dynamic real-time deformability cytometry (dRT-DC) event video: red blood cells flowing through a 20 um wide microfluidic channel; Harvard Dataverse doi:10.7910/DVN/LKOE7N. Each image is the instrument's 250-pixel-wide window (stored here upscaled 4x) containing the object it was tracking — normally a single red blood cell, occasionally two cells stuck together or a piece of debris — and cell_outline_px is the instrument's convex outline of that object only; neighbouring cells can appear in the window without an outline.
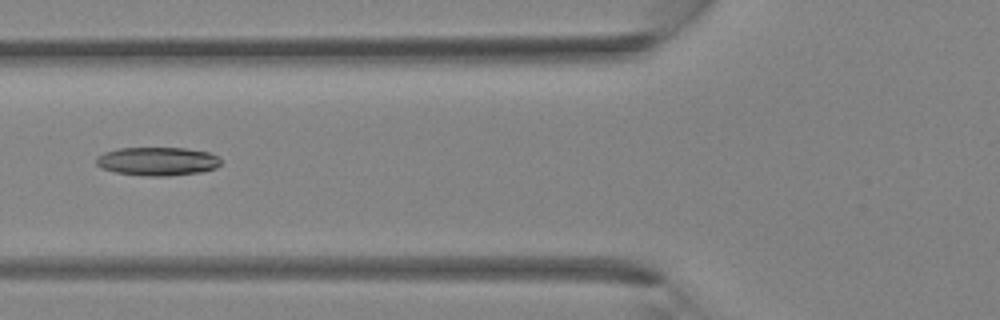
{"species": "Egyptian fruit bat (a non-hibernating species)", "species_latin": "Rousettus aegyptiacus", "temperature_condition": "room temperature", "stored_images_in_passage": 16, "camera_frame_rate_fps": 3000, "um_per_image_px": 0.085, "animal": {"sex": "female"}, "frame": {"image": 1, "passage_image": 5, "time_ms": 1.333, "image_size_px": [1000, 320], "cell_outline_px": [[220, 164], [216, 168], [200, 172], [168, 176], [148, 176], [116, 172], [100, 168], [96, 164], [96, 156], [104, 152], [116, 148], [184, 148], [208, 152], [216, 156], [220, 160]], "centroid_in_image_um": [13.34, 13.71], "position_along_channel_um": 112.5, "area_um2": 20.69}}
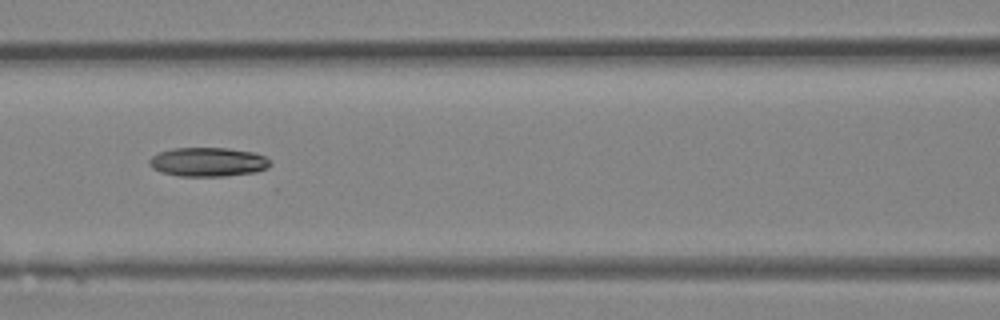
{"frame": {"image": 2, "passage_image": 7, "time_ms": 2.0, "image_size_px": [1000, 320], "cell_outline_px": [[272, 164], [268, 168], [256, 172], [224, 176], [180, 176], [160, 172], [152, 168], [148, 164], [148, 160], [152, 156], [160, 152], [172, 148], [228, 148], [256, 152], [272, 160]], "centroid_in_image_um": [17.71, 13.76], "position_along_channel_um": 148.9, "area_um2": 20.75}}